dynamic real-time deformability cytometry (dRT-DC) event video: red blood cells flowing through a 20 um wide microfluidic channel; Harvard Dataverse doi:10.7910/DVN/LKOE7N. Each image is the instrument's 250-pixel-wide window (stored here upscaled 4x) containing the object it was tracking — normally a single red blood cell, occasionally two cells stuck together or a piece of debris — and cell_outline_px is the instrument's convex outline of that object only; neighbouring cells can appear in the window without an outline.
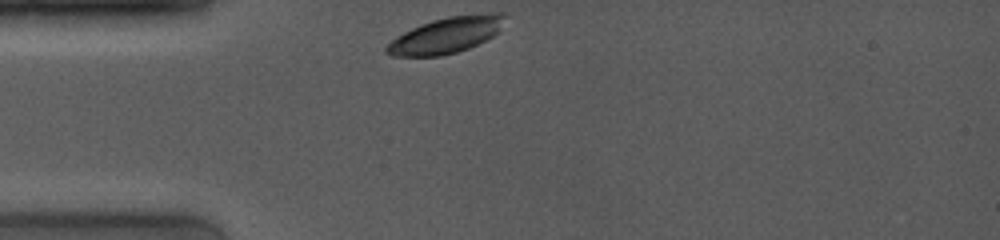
{"species": "common noctule bat (a hibernating species)", "species_latin": "Nyctalus noctula", "temperature_condition": "room temperature", "stored_images_in_passage": 2, "camera_frame_rate_fps": 4000, "um_per_image_px": 0.085, "animal": {"sex": "female", "body_mass_g": 19.0, "forearm_length_mm": 53.3}, "frame": {"image": 1, "passage_image": 1, "time_ms": 0.0, "image_size_px": [1000, 240], "cell_outline_px": [[508, 16], [500, 32], [468, 48], [456, 52], [440, 56], [392, 56], [384, 52], [384, 48], [396, 36], [412, 28], [432, 20], [448, 16], [500, 12], [504, 12]], "centroid_in_image_um": [37.96, 2.98], "position_along_channel_um": 47.0, "area_um2": 24.85}}